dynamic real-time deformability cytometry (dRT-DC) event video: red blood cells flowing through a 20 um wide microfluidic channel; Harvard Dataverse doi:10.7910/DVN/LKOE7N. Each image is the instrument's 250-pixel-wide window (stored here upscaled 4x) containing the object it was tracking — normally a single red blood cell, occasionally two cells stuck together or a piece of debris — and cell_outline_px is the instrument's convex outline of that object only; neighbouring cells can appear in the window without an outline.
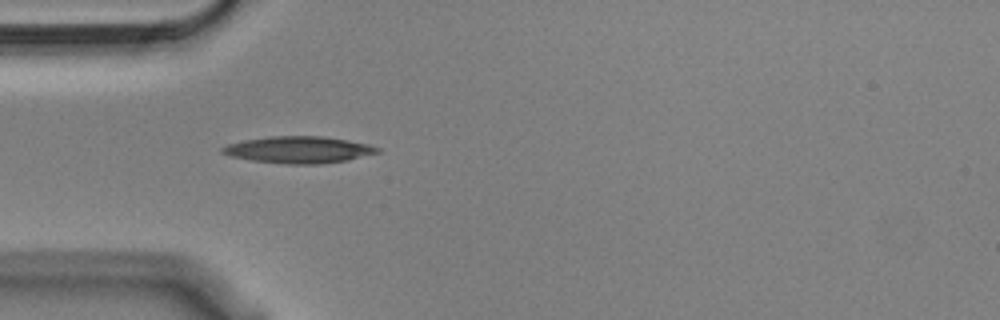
{"species": "Egyptian fruit bat (a non-hibernating species)", "species_latin": "Rousettus aegyptiacus", "temperature_condition": "cold", "stored_images_in_passage": 5, "camera_frame_rate_fps": 3000, "um_per_image_px": 0.085, "animal": {"sex": "male"}, "frame": {"image": 1, "passage_image": 1, "time_ms": 0.0, "image_size_px": [1000, 320], "cell_outline_px": [[380, 152], [348, 160], [320, 164], [288, 164], [252, 160], [232, 156], [220, 152], [220, 148], [228, 144], [244, 140], [268, 136], [324, 136], [348, 140], [368, 144], [380, 148]], "centroid_in_image_um": [25.4, 12.72], "position_along_channel_um": 59.6, "area_um2": 24.16}}